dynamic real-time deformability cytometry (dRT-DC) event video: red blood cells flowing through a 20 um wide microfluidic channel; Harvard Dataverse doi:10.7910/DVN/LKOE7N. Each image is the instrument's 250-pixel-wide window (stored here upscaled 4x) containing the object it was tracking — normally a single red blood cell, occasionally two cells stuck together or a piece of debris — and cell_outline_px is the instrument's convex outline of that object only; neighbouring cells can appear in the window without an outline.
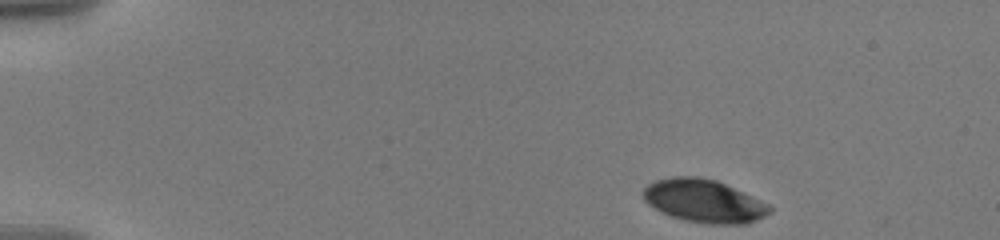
{"species": "human", "species_latin": "Homo sapiens", "temperature_condition": "warm", "stored_images_in_passage": 8, "camera_frame_rate_fps": 3000, "um_per_image_px": 0.085, "donor": {"sex": "male"}, "frame": {"image": 1, "passage_image": 1, "time_ms": 0.0, "image_size_px": [1000, 240], "cell_outline_px": [[772, 212], [756, 220], [744, 224], [704, 224], [684, 220], [660, 212], [648, 204], [644, 200], [644, 188], [648, 184], [656, 180], [672, 176], [696, 176], [716, 180], [752, 196], [768, 204], [772, 208]], "centroid_in_image_um": [59.82, 17.09], "position_along_channel_um": 25.2, "area_um2": 31.67}}
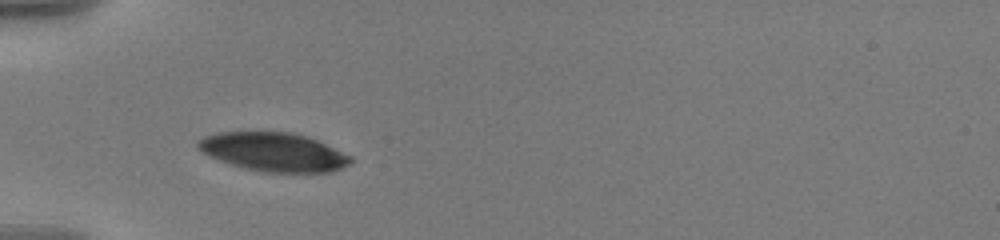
{"frame": {"image": 2, "passage_image": 7, "time_ms": 3.667, "image_size_px": [1000, 240], "cell_outline_px": [[352, 164], [332, 172], [264, 172], [244, 168], [208, 156], [196, 144], [204, 136], [216, 132], [292, 132], [308, 136], [352, 156]], "centroid_in_image_um": [23.3, 12.91], "position_along_channel_um": 61.7, "area_um2": 34.39}}